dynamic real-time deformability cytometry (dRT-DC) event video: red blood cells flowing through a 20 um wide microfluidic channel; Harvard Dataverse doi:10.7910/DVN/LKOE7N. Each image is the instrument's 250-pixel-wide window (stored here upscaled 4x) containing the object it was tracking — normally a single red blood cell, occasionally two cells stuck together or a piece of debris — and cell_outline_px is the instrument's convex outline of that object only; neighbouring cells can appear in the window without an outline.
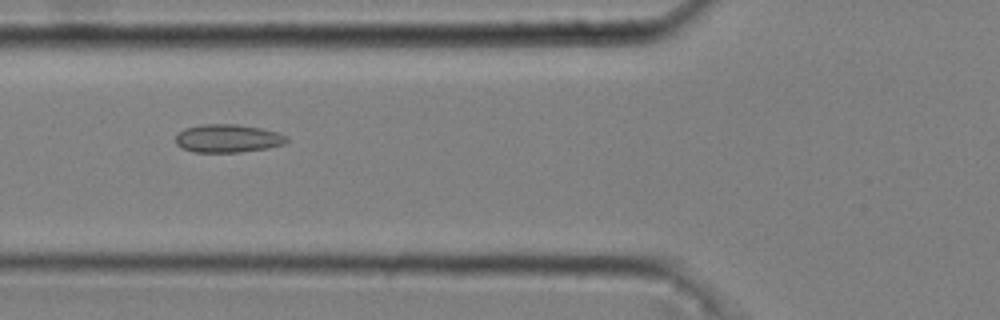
{"species": "common noctule bat (a hibernating species)", "species_latin": "Nyctalus noctula", "temperature_condition": "cold", "stored_images_in_passage": 49, "camera_frame_rate_fps": 3000, "um_per_image_px": 0.085, "animal": {"sex": "male", "body_mass_g": 20.4}, "frame": {"image": 1, "passage_image": 20, "time_ms": 6.333, "image_size_px": [1000, 320], "cell_outline_px": [[288, 140], [284, 144], [268, 148], [240, 152], [196, 152], [180, 148], [176, 144], [176, 136], [184, 128], [204, 124], [236, 124], [260, 128], [280, 132], [288, 136]], "centroid_in_image_um": [19.39, 11.76], "position_along_channel_um": 106.4, "area_um2": 18.32}}
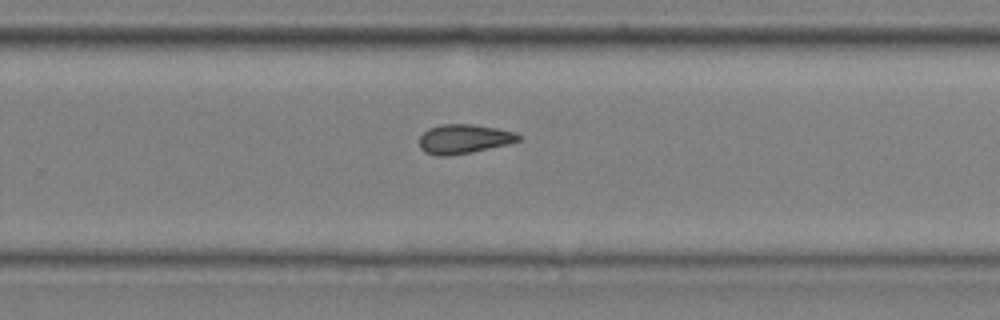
{"frame": {"image": 2, "passage_image": 35, "time_ms": 11.333, "image_size_px": [1000, 320], "cell_outline_px": [[520, 140], [508, 144], [472, 152], [448, 156], [436, 156], [424, 152], [420, 148], [420, 136], [428, 128], [444, 124], [472, 124], [496, 128], [516, 132], [520, 136]], "centroid_in_image_um": [39.42, 11.82], "position_along_channel_um": 290.4, "area_um2": 16.94}}
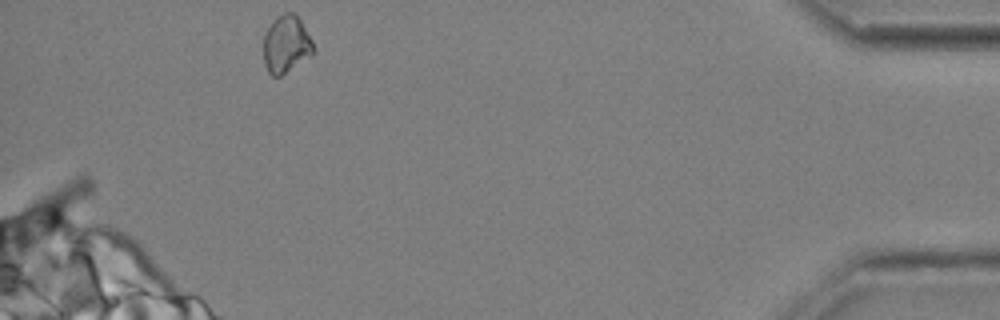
{"frame": {"image": 3, "passage_image": 49, "time_ms": 16.0, "image_size_px": [1000, 320], "cell_outline_px": [[316, 52], [312, 56], [280, 76], [272, 76], [268, 72], [264, 64], [264, 32], [272, 20], [276, 16], [284, 12], [292, 12], [300, 20], [312, 40], [316, 48]], "centroid_in_image_um": [24.34, 3.76], "position_along_channel_um": 410.9, "area_um2": 16.99}, "authors_computed_cell_mechanics": {"area_um2": 17.1088, "velocity_mm_per_s": 3.6843, "shape_relaxation_time_tau1_ms": null, "shape_relaxation_time_tau2_ms": 5.9482, "deformation_change_tau1": null, "deformation_change_tau2": 0.1011}}